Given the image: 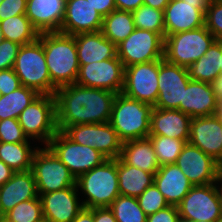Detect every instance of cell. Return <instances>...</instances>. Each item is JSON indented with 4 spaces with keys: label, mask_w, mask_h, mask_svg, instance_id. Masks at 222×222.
<instances>
[{
    "label": "cell",
    "mask_w": 222,
    "mask_h": 222,
    "mask_svg": "<svg viewBox=\"0 0 222 222\" xmlns=\"http://www.w3.org/2000/svg\"><path fill=\"white\" fill-rule=\"evenodd\" d=\"M54 96L57 129L64 132L73 125L109 122L116 93L74 83L58 88Z\"/></svg>",
    "instance_id": "6da1fadb"
},
{
    "label": "cell",
    "mask_w": 222,
    "mask_h": 222,
    "mask_svg": "<svg viewBox=\"0 0 222 222\" xmlns=\"http://www.w3.org/2000/svg\"><path fill=\"white\" fill-rule=\"evenodd\" d=\"M43 45L51 82L58 89L74 84L79 73L75 38L60 32H44L38 38Z\"/></svg>",
    "instance_id": "7a4b0ae2"
},
{
    "label": "cell",
    "mask_w": 222,
    "mask_h": 222,
    "mask_svg": "<svg viewBox=\"0 0 222 222\" xmlns=\"http://www.w3.org/2000/svg\"><path fill=\"white\" fill-rule=\"evenodd\" d=\"M76 186L83 207L89 209L110 207L120 195L117 159H106L101 165L80 175L76 179Z\"/></svg>",
    "instance_id": "3957f363"
},
{
    "label": "cell",
    "mask_w": 222,
    "mask_h": 222,
    "mask_svg": "<svg viewBox=\"0 0 222 222\" xmlns=\"http://www.w3.org/2000/svg\"><path fill=\"white\" fill-rule=\"evenodd\" d=\"M152 109L150 104L117 93L109 122L123 143L147 138L150 133Z\"/></svg>",
    "instance_id": "277c9868"
},
{
    "label": "cell",
    "mask_w": 222,
    "mask_h": 222,
    "mask_svg": "<svg viewBox=\"0 0 222 222\" xmlns=\"http://www.w3.org/2000/svg\"><path fill=\"white\" fill-rule=\"evenodd\" d=\"M13 70L22 86L34 89L40 95H55L57 88L51 82L43 45L39 39L21 45Z\"/></svg>",
    "instance_id": "5b68a950"
},
{
    "label": "cell",
    "mask_w": 222,
    "mask_h": 222,
    "mask_svg": "<svg viewBox=\"0 0 222 222\" xmlns=\"http://www.w3.org/2000/svg\"><path fill=\"white\" fill-rule=\"evenodd\" d=\"M18 121L29 140L47 146L58 131L55 96L39 95L21 112Z\"/></svg>",
    "instance_id": "8992f818"
},
{
    "label": "cell",
    "mask_w": 222,
    "mask_h": 222,
    "mask_svg": "<svg viewBox=\"0 0 222 222\" xmlns=\"http://www.w3.org/2000/svg\"><path fill=\"white\" fill-rule=\"evenodd\" d=\"M215 41L205 26L164 37V59L188 68L201 58Z\"/></svg>",
    "instance_id": "52a82bcc"
},
{
    "label": "cell",
    "mask_w": 222,
    "mask_h": 222,
    "mask_svg": "<svg viewBox=\"0 0 222 222\" xmlns=\"http://www.w3.org/2000/svg\"><path fill=\"white\" fill-rule=\"evenodd\" d=\"M38 146L34 152L31 171L38 196L76 185L75 177L48 146Z\"/></svg>",
    "instance_id": "ba28073f"
},
{
    "label": "cell",
    "mask_w": 222,
    "mask_h": 222,
    "mask_svg": "<svg viewBox=\"0 0 222 222\" xmlns=\"http://www.w3.org/2000/svg\"><path fill=\"white\" fill-rule=\"evenodd\" d=\"M77 179L101 165L107 158L96 149L75 143L63 131L51 138L47 145Z\"/></svg>",
    "instance_id": "9c48e42d"
},
{
    "label": "cell",
    "mask_w": 222,
    "mask_h": 222,
    "mask_svg": "<svg viewBox=\"0 0 222 222\" xmlns=\"http://www.w3.org/2000/svg\"><path fill=\"white\" fill-rule=\"evenodd\" d=\"M117 48L124 67L161 60L164 57V38L154 31L135 29Z\"/></svg>",
    "instance_id": "30bf717a"
},
{
    "label": "cell",
    "mask_w": 222,
    "mask_h": 222,
    "mask_svg": "<svg viewBox=\"0 0 222 222\" xmlns=\"http://www.w3.org/2000/svg\"><path fill=\"white\" fill-rule=\"evenodd\" d=\"M180 220L217 222L222 210L215 183L193 186L177 205Z\"/></svg>",
    "instance_id": "8fae6325"
},
{
    "label": "cell",
    "mask_w": 222,
    "mask_h": 222,
    "mask_svg": "<svg viewBox=\"0 0 222 222\" xmlns=\"http://www.w3.org/2000/svg\"><path fill=\"white\" fill-rule=\"evenodd\" d=\"M64 133L75 143L90 146L107 159H117L121 155L123 142L110 122L73 125Z\"/></svg>",
    "instance_id": "7c38bea8"
},
{
    "label": "cell",
    "mask_w": 222,
    "mask_h": 222,
    "mask_svg": "<svg viewBox=\"0 0 222 222\" xmlns=\"http://www.w3.org/2000/svg\"><path fill=\"white\" fill-rule=\"evenodd\" d=\"M79 66L76 84L122 93L125 67L118 56Z\"/></svg>",
    "instance_id": "4fadbf2b"
},
{
    "label": "cell",
    "mask_w": 222,
    "mask_h": 222,
    "mask_svg": "<svg viewBox=\"0 0 222 222\" xmlns=\"http://www.w3.org/2000/svg\"><path fill=\"white\" fill-rule=\"evenodd\" d=\"M122 93L132 99L155 105L158 98V60L125 67Z\"/></svg>",
    "instance_id": "5bb4252c"
},
{
    "label": "cell",
    "mask_w": 222,
    "mask_h": 222,
    "mask_svg": "<svg viewBox=\"0 0 222 222\" xmlns=\"http://www.w3.org/2000/svg\"><path fill=\"white\" fill-rule=\"evenodd\" d=\"M190 81L188 69L169 63L164 58L158 60V98L153 107L178 109L183 102L184 89Z\"/></svg>",
    "instance_id": "9a60e30c"
},
{
    "label": "cell",
    "mask_w": 222,
    "mask_h": 222,
    "mask_svg": "<svg viewBox=\"0 0 222 222\" xmlns=\"http://www.w3.org/2000/svg\"><path fill=\"white\" fill-rule=\"evenodd\" d=\"M175 164L196 185L215 183L222 166L198 147L187 142Z\"/></svg>",
    "instance_id": "2e32d148"
},
{
    "label": "cell",
    "mask_w": 222,
    "mask_h": 222,
    "mask_svg": "<svg viewBox=\"0 0 222 222\" xmlns=\"http://www.w3.org/2000/svg\"><path fill=\"white\" fill-rule=\"evenodd\" d=\"M188 142L222 166V124L217 114L191 118Z\"/></svg>",
    "instance_id": "e0dca14e"
},
{
    "label": "cell",
    "mask_w": 222,
    "mask_h": 222,
    "mask_svg": "<svg viewBox=\"0 0 222 222\" xmlns=\"http://www.w3.org/2000/svg\"><path fill=\"white\" fill-rule=\"evenodd\" d=\"M207 8L183 0H170L164 10L165 37L205 26Z\"/></svg>",
    "instance_id": "ac0fdd59"
},
{
    "label": "cell",
    "mask_w": 222,
    "mask_h": 222,
    "mask_svg": "<svg viewBox=\"0 0 222 222\" xmlns=\"http://www.w3.org/2000/svg\"><path fill=\"white\" fill-rule=\"evenodd\" d=\"M77 186L41 194L43 217L50 222H72L84 208Z\"/></svg>",
    "instance_id": "d6986e66"
},
{
    "label": "cell",
    "mask_w": 222,
    "mask_h": 222,
    "mask_svg": "<svg viewBox=\"0 0 222 222\" xmlns=\"http://www.w3.org/2000/svg\"><path fill=\"white\" fill-rule=\"evenodd\" d=\"M103 17L87 0H66L65 14L60 33L76 35L98 32L102 28Z\"/></svg>",
    "instance_id": "ffe728a7"
},
{
    "label": "cell",
    "mask_w": 222,
    "mask_h": 222,
    "mask_svg": "<svg viewBox=\"0 0 222 222\" xmlns=\"http://www.w3.org/2000/svg\"><path fill=\"white\" fill-rule=\"evenodd\" d=\"M217 102L210 83L190 79L178 110L191 118L210 116L216 114Z\"/></svg>",
    "instance_id": "44dd1931"
},
{
    "label": "cell",
    "mask_w": 222,
    "mask_h": 222,
    "mask_svg": "<svg viewBox=\"0 0 222 222\" xmlns=\"http://www.w3.org/2000/svg\"><path fill=\"white\" fill-rule=\"evenodd\" d=\"M38 197L32 171L15 172L6 183L0 186L1 220L17 204Z\"/></svg>",
    "instance_id": "7402d4cb"
},
{
    "label": "cell",
    "mask_w": 222,
    "mask_h": 222,
    "mask_svg": "<svg viewBox=\"0 0 222 222\" xmlns=\"http://www.w3.org/2000/svg\"><path fill=\"white\" fill-rule=\"evenodd\" d=\"M66 0H27L25 15L39 33L60 32Z\"/></svg>",
    "instance_id": "603a6c76"
},
{
    "label": "cell",
    "mask_w": 222,
    "mask_h": 222,
    "mask_svg": "<svg viewBox=\"0 0 222 222\" xmlns=\"http://www.w3.org/2000/svg\"><path fill=\"white\" fill-rule=\"evenodd\" d=\"M191 117L178 109L153 107L149 135H161L189 141Z\"/></svg>",
    "instance_id": "cb8c5ba5"
},
{
    "label": "cell",
    "mask_w": 222,
    "mask_h": 222,
    "mask_svg": "<svg viewBox=\"0 0 222 222\" xmlns=\"http://www.w3.org/2000/svg\"><path fill=\"white\" fill-rule=\"evenodd\" d=\"M154 185L169 205L177 206L188 194L193 184L176 164L160 166L154 175Z\"/></svg>",
    "instance_id": "d4e9b609"
},
{
    "label": "cell",
    "mask_w": 222,
    "mask_h": 222,
    "mask_svg": "<svg viewBox=\"0 0 222 222\" xmlns=\"http://www.w3.org/2000/svg\"><path fill=\"white\" fill-rule=\"evenodd\" d=\"M79 65L111 59L117 56V48L101 31L73 35Z\"/></svg>",
    "instance_id": "484cf974"
},
{
    "label": "cell",
    "mask_w": 222,
    "mask_h": 222,
    "mask_svg": "<svg viewBox=\"0 0 222 222\" xmlns=\"http://www.w3.org/2000/svg\"><path fill=\"white\" fill-rule=\"evenodd\" d=\"M120 158L126 164L154 175L160 167L154 146L149 137L124 142Z\"/></svg>",
    "instance_id": "4316f807"
},
{
    "label": "cell",
    "mask_w": 222,
    "mask_h": 222,
    "mask_svg": "<svg viewBox=\"0 0 222 222\" xmlns=\"http://www.w3.org/2000/svg\"><path fill=\"white\" fill-rule=\"evenodd\" d=\"M119 193L123 196L138 197L154 183V174L126 164L117 158Z\"/></svg>",
    "instance_id": "83f0119b"
},
{
    "label": "cell",
    "mask_w": 222,
    "mask_h": 222,
    "mask_svg": "<svg viewBox=\"0 0 222 222\" xmlns=\"http://www.w3.org/2000/svg\"><path fill=\"white\" fill-rule=\"evenodd\" d=\"M220 56L221 40H215L204 55L187 68L189 78L211 84L221 75Z\"/></svg>",
    "instance_id": "f1b7e54d"
},
{
    "label": "cell",
    "mask_w": 222,
    "mask_h": 222,
    "mask_svg": "<svg viewBox=\"0 0 222 222\" xmlns=\"http://www.w3.org/2000/svg\"><path fill=\"white\" fill-rule=\"evenodd\" d=\"M37 145L35 142H0V160L15 172L29 171Z\"/></svg>",
    "instance_id": "f546056e"
},
{
    "label": "cell",
    "mask_w": 222,
    "mask_h": 222,
    "mask_svg": "<svg viewBox=\"0 0 222 222\" xmlns=\"http://www.w3.org/2000/svg\"><path fill=\"white\" fill-rule=\"evenodd\" d=\"M133 14L115 9L102 21V34L115 45L125 40L134 30Z\"/></svg>",
    "instance_id": "4dcf8cb0"
},
{
    "label": "cell",
    "mask_w": 222,
    "mask_h": 222,
    "mask_svg": "<svg viewBox=\"0 0 222 222\" xmlns=\"http://www.w3.org/2000/svg\"><path fill=\"white\" fill-rule=\"evenodd\" d=\"M0 27L6 40L20 45L36 41L40 34L25 14L0 21Z\"/></svg>",
    "instance_id": "1f68e13d"
},
{
    "label": "cell",
    "mask_w": 222,
    "mask_h": 222,
    "mask_svg": "<svg viewBox=\"0 0 222 222\" xmlns=\"http://www.w3.org/2000/svg\"><path fill=\"white\" fill-rule=\"evenodd\" d=\"M40 94L34 89L21 86L6 95H0V121L7 118L18 119L21 112Z\"/></svg>",
    "instance_id": "d6a6232c"
},
{
    "label": "cell",
    "mask_w": 222,
    "mask_h": 222,
    "mask_svg": "<svg viewBox=\"0 0 222 222\" xmlns=\"http://www.w3.org/2000/svg\"><path fill=\"white\" fill-rule=\"evenodd\" d=\"M117 222H146L147 215L136 197L119 195L109 207Z\"/></svg>",
    "instance_id": "836d02e7"
},
{
    "label": "cell",
    "mask_w": 222,
    "mask_h": 222,
    "mask_svg": "<svg viewBox=\"0 0 222 222\" xmlns=\"http://www.w3.org/2000/svg\"><path fill=\"white\" fill-rule=\"evenodd\" d=\"M154 146L159 166L175 164L186 142L161 135L148 136Z\"/></svg>",
    "instance_id": "e575fe53"
},
{
    "label": "cell",
    "mask_w": 222,
    "mask_h": 222,
    "mask_svg": "<svg viewBox=\"0 0 222 222\" xmlns=\"http://www.w3.org/2000/svg\"><path fill=\"white\" fill-rule=\"evenodd\" d=\"M132 14L135 28L154 31L165 37L164 11L143 4Z\"/></svg>",
    "instance_id": "d590c367"
},
{
    "label": "cell",
    "mask_w": 222,
    "mask_h": 222,
    "mask_svg": "<svg viewBox=\"0 0 222 222\" xmlns=\"http://www.w3.org/2000/svg\"><path fill=\"white\" fill-rule=\"evenodd\" d=\"M43 218L40 197L23 201L3 216L5 222H37Z\"/></svg>",
    "instance_id": "8d00e7d4"
},
{
    "label": "cell",
    "mask_w": 222,
    "mask_h": 222,
    "mask_svg": "<svg viewBox=\"0 0 222 222\" xmlns=\"http://www.w3.org/2000/svg\"><path fill=\"white\" fill-rule=\"evenodd\" d=\"M139 206L148 216L169 206L164 196L159 192L154 183L137 197Z\"/></svg>",
    "instance_id": "74e56055"
},
{
    "label": "cell",
    "mask_w": 222,
    "mask_h": 222,
    "mask_svg": "<svg viewBox=\"0 0 222 222\" xmlns=\"http://www.w3.org/2000/svg\"><path fill=\"white\" fill-rule=\"evenodd\" d=\"M0 142H31L25 135L18 119L7 118L0 121Z\"/></svg>",
    "instance_id": "f35d334b"
},
{
    "label": "cell",
    "mask_w": 222,
    "mask_h": 222,
    "mask_svg": "<svg viewBox=\"0 0 222 222\" xmlns=\"http://www.w3.org/2000/svg\"><path fill=\"white\" fill-rule=\"evenodd\" d=\"M205 27L215 40H222V1L210 2L205 14Z\"/></svg>",
    "instance_id": "ab89813d"
},
{
    "label": "cell",
    "mask_w": 222,
    "mask_h": 222,
    "mask_svg": "<svg viewBox=\"0 0 222 222\" xmlns=\"http://www.w3.org/2000/svg\"><path fill=\"white\" fill-rule=\"evenodd\" d=\"M21 45L4 39L0 43V71L13 68Z\"/></svg>",
    "instance_id": "60d3db41"
},
{
    "label": "cell",
    "mask_w": 222,
    "mask_h": 222,
    "mask_svg": "<svg viewBox=\"0 0 222 222\" xmlns=\"http://www.w3.org/2000/svg\"><path fill=\"white\" fill-rule=\"evenodd\" d=\"M27 0H3L0 4V21L26 13Z\"/></svg>",
    "instance_id": "b9f144b4"
},
{
    "label": "cell",
    "mask_w": 222,
    "mask_h": 222,
    "mask_svg": "<svg viewBox=\"0 0 222 222\" xmlns=\"http://www.w3.org/2000/svg\"><path fill=\"white\" fill-rule=\"evenodd\" d=\"M21 82L13 68L0 71V95H6L21 87Z\"/></svg>",
    "instance_id": "7bdbcfd3"
},
{
    "label": "cell",
    "mask_w": 222,
    "mask_h": 222,
    "mask_svg": "<svg viewBox=\"0 0 222 222\" xmlns=\"http://www.w3.org/2000/svg\"><path fill=\"white\" fill-rule=\"evenodd\" d=\"M179 220L180 216L177 206L169 205L154 214L148 215L146 222H179Z\"/></svg>",
    "instance_id": "ee69618b"
},
{
    "label": "cell",
    "mask_w": 222,
    "mask_h": 222,
    "mask_svg": "<svg viewBox=\"0 0 222 222\" xmlns=\"http://www.w3.org/2000/svg\"><path fill=\"white\" fill-rule=\"evenodd\" d=\"M104 18L116 9L114 0H87Z\"/></svg>",
    "instance_id": "f6af8a7d"
},
{
    "label": "cell",
    "mask_w": 222,
    "mask_h": 222,
    "mask_svg": "<svg viewBox=\"0 0 222 222\" xmlns=\"http://www.w3.org/2000/svg\"><path fill=\"white\" fill-rule=\"evenodd\" d=\"M94 222H117L109 207L94 208Z\"/></svg>",
    "instance_id": "bcb514c9"
},
{
    "label": "cell",
    "mask_w": 222,
    "mask_h": 222,
    "mask_svg": "<svg viewBox=\"0 0 222 222\" xmlns=\"http://www.w3.org/2000/svg\"><path fill=\"white\" fill-rule=\"evenodd\" d=\"M116 9L133 12L144 4V0H114Z\"/></svg>",
    "instance_id": "7dc6e473"
},
{
    "label": "cell",
    "mask_w": 222,
    "mask_h": 222,
    "mask_svg": "<svg viewBox=\"0 0 222 222\" xmlns=\"http://www.w3.org/2000/svg\"><path fill=\"white\" fill-rule=\"evenodd\" d=\"M72 222H94V208H83Z\"/></svg>",
    "instance_id": "c3c4849f"
},
{
    "label": "cell",
    "mask_w": 222,
    "mask_h": 222,
    "mask_svg": "<svg viewBox=\"0 0 222 222\" xmlns=\"http://www.w3.org/2000/svg\"><path fill=\"white\" fill-rule=\"evenodd\" d=\"M14 173L15 171L0 160V186L6 183Z\"/></svg>",
    "instance_id": "681fc988"
},
{
    "label": "cell",
    "mask_w": 222,
    "mask_h": 222,
    "mask_svg": "<svg viewBox=\"0 0 222 222\" xmlns=\"http://www.w3.org/2000/svg\"><path fill=\"white\" fill-rule=\"evenodd\" d=\"M170 0H144V5L164 11Z\"/></svg>",
    "instance_id": "f907efd6"
},
{
    "label": "cell",
    "mask_w": 222,
    "mask_h": 222,
    "mask_svg": "<svg viewBox=\"0 0 222 222\" xmlns=\"http://www.w3.org/2000/svg\"><path fill=\"white\" fill-rule=\"evenodd\" d=\"M216 99L222 98V75H219L212 83H211Z\"/></svg>",
    "instance_id": "816d5d0a"
},
{
    "label": "cell",
    "mask_w": 222,
    "mask_h": 222,
    "mask_svg": "<svg viewBox=\"0 0 222 222\" xmlns=\"http://www.w3.org/2000/svg\"><path fill=\"white\" fill-rule=\"evenodd\" d=\"M215 186L220 200L221 210H222V170L218 174L217 180L215 181Z\"/></svg>",
    "instance_id": "f5cc1de1"
},
{
    "label": "cell",
    "mask_w": 222,
    "mask_h": 222,
    "mask_svg": "<svg viewBox=\"0 0 222 222\" xmlns=\"http://www.w3.org/2000/svg\"><path fill=\"white\" fill-rule=\"evenodd\" d=\"M183 1L190 2L191 4H203L206 8H208L210 5L209 0H183Z\"/></svg>",
    "instance_id": "db71d44e"
},
{
    "label": "cell",
    "mask_w": 222,
    "mask_h": 222,
    "mask_svg": "<svg viewBox=\"0 0 222 222\" xmlns=\"http://www.w3.org/2000/svg\"><path fill=\"white\" fill-rule=\"evenodd\" d=\"M216 114H222V98L218 99Z\"/></svg>",
    "instance_id": "11a10c76"
},
{
    "label": "cell",
    "mask_w": 222,
    "mask_h": 222,
    "mask_svg": "<svg viewBox=\"0 0 222 222\" xmlns=\"http://www.w3.org/2000/svg\"><path fill=\"white\" fill-rule=\"evenodd\" d=\"M220 70H221V75H222V40H221V56H220Z\"/></svg>",
    "instance_id": "9f6ffc18"
},
{
    "label": "cell",
    "mask_w": 222,
    "mask_h": 222,
    "mask_svg": "<svg viewBox=\"0 0 222 222\" xmlns=\"http://www.w3.org/2000/svg\"><path fill=\"white\" fill-rule=\"evenodd\" d=\"M4 35H3V32H2V29L0 27V43L4 40Z\"/></svg>",
    "instance_id": "6f0895ef"
},
{
    "label": "cell",
    "mask_w": 222,
    "mask_h": 222,
    "mask_svg": "<svg viewBox=\"0 0 222 222\" xmlns=\"http://www.w3.org/2000/svg\"><path fill=\"white\" fill-rule=\"evenodd\" d=\"M37 222H50L48 219H46V218H42L41 220H39V221H37Z\"/></svg>",
    "instance_id": "680465c9"
},
{
    "label": "cell",
    "mask_w": 222,
    "mask_h": 222,
    "mask_svg": "<svg viewBox=\"0 0 222 222\" xmlns=\"http://www.w3.org/2000/svg\"><path fill=\"white\" fill-rule=\"evenodd\" d=\"M218 118L220 119L221 121V124H222V114H217Z\"/></svg>",
    "instance_id": "91938a15"
},
{
    "label": "cell",
    "mask_w": 222,
    "mask_h": 222,
    "mask_svg": "<svg viewBox=\"0 0 222 222\" xmlns=\"http://www.w3.org/2000/svg\"><path fill=\"white\" fill-rule=\"evenodd\" d=\"M210 2H220L222 0H209Z\"/></svg>",
    "instance_id": "94428289"
}]
</instances>
